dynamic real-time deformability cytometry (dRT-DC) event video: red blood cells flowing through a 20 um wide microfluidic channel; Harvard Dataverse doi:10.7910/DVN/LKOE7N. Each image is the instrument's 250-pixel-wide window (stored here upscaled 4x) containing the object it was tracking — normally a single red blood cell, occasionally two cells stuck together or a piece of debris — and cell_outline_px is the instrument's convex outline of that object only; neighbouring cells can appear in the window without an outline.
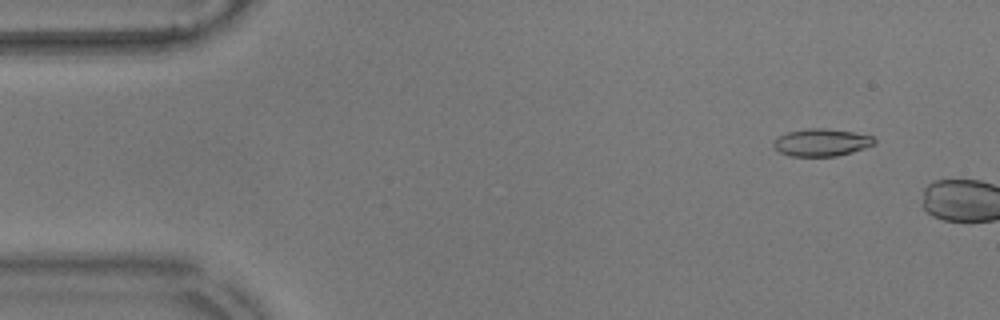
{"species": "common noctule bat (a hibernating species)", "species_latin": "Nyctalus noctula", "temperature_condition": "warm", "stored_images_in_passage": 7, "camera_frame_rate_fps": 3000, "um_per_image_px": 0.085, "animal": {"sex": "male", "body_mass_g": 17.9}, "frame": {"image": 1, "passage_image": 5, "time_ms": 1.333, "image_size_px": [1000, 320], "cell_outline_px": [[876, 144], [852, 152], [836, 156], [788, 156], [780, 152], [772, 144], [772, 140], [788, 132], [808, 128], [824, 128], [852, 132], [872, 136], [876, 140]], "centroid_in_image_um": [69.82, 12.11], "position_along_channel_um": 15.2, "area_um2": 16.07}}